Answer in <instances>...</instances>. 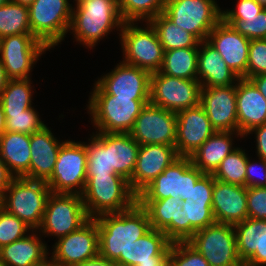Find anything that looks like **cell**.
<instances>
[{
  "label": "cell",
  "mask_w": 266,
  "mask_h": 266,
  "mask_svg": "<svg viewBox=\"0 0 266 266\" xmlns=\"http://www.w3.org/2000/svg\"><path fill=\"white\" fill-rule=\"evenodd\" d=\"M99 232V255L127 266V250L151 229L147 211L136 202L130 209L95 218Z\"/></svg>",
  "instance_id": "1"
},
{
  "label": "cell",
  "mask_w": 266,
  "mask_h": 266,
  "mask_svg": "<svg viewBox=\"0 0 266 266\" xmlns=\"http://www.w3.org/2000/svg\"><path fill=\"white\" fill-rule=\"evenodd\" d=\"M123 24L118 0H80L73 4L68 35L73 37L74 44L91 52L110 34H117L119 40Z\"/></svg>",
  "instance_id": "2"
},
{
  "label": "cell",
  "mask_w": 266,
  "mask_h": 266,
  "mask_svg": "<svg viewBox=\"0 0 266 266\" xmlns=\"http://www.w3.org/2000/svg\"><path fill=\"white\" fill-rule=\"evenodd\" d=\"M90 88L86 110L92 132L130 133L141 109L150 98H116L106 94L95 82Z\"/></svg>",
  "instance_id": "3"
},
{
  "label": "cell",
  "mask_w": 266,
  "mask_h": 266,
  "mask_svg": "<svg viewBox=\"0 0 266 266\" xmlns=\"http://www.w3.org/2000/svg\"><path fill=\"white\" fill-rule=\"evenodd\" d=\"M89 218L130 209L137 202L129 181L118 174L86 176L81 193Z\"/></svg>",
  "instance_id": "4"
},
{
  "label": "cell",
  "mask_w": 266,
  "mask_h": 266,
  "mask_svg": "<svg viewBox=\"0 0 266 266\" xmlns=\"http://www.w3.org/2000/svg\"><path fill=\"white\" fill-rule=\"evenodd\" d=\"M118 50H121V61L150 73L159 72L164 57V50L155 28L149 21L124 22Z\"/></svg>",
  "instance_id": "5"
},
{
  "label": "cell",
  "mask_w": 266,
  "mask_h": 266,
  "mask_svg": "<svg viewBox=\"0 0 266 266\" xmlns=\"http://www.w3.org/2000/svg\"><path fill=\"white\" fill-rule=\"evenodd\" d=\"M50 193L46 181L15 177L4 192V209L38 230Z\"/></svg>",
  "instance_id": "6"
},
{
  "label": "cell",
  "mask_w": 266,
  "mask_h": 266,
  "mask_svg": "<svg viewBox=\"0 0 266 266\" xmlns=\"http://www.w3.org/2000/svg\"><path fill=\"white\" fill-rule=\"evenodd\" d=\"M72 7L70 0H34L28 7L32 35L50 50L61 47L70 29Z\"/></svg>",
  "instance_id": "7"
},
{
  "label": "cell",
  "mask_w": 266,
  "mask_h": 266,
  "mask_svg": "<svg viewBox=\"0 0 266 266\" xmlns=\"http://www.w3.org/2000/svg\"><path fill=\"white\" fill-rule=\"evenodd\" d=\"M89 216L79 194L50 193L41 226V236L55 238V241L78 230Z\"/></svg>",
  "instance_id": "8"
},
{
  "label": "cell",
  "mask_w": 266,
  "mask_h": 266,
  "mask_svg": "<svg viewBox=\"0 0 266 266\" xmlns=\"http://www.w3.org/2000/svg\"><path fill=\"white\" fill-rule=\"evenodd\" d=\"M68 138L59 149L54 171L46 183L53 193L81 195L86 184V141Z\"/></svg>",
  "instance_id": "9"
},
{
  "label": "cell",
  "mask_w": 266,
  "mask_h": 266,
  "mask_svg": "<svg viewBox=\"0 0 266 266\" xmlns=\"http://www.w3.org/2000/svg\"><path fill=\"white\" fill-rule=\"evenodd\" d=\"M219 0H166L163 13L200 42L222 20Z\"/></svg>",
  "instance_id": "10"
},
{
  "label": "cell",
  "mask_w": 266,
  "mask_h": 266,
  "mask_svg": "<svg viewBox=\"0 0 266 266\" xmlns=\"http://www.w3.org/2000/svg\"><path fill=\"white\" fill-rule=\"evenodd\" d=\"M203 174L193 165L190 157L180 156L149 183L137 199H192L193 187Z\"/></svg>",
  "instance_id": "11"
},
{
  "label": "cell",
  "mask_w": 266,
  "mask_h": 266,
  "mask_svg": "<svg viewBox=\"0 0 266 266\" xmlns=\"http://www.w3.org/2000/svg\"><path fill=\"white\" fill-rule=\"evenodd\" d=\"M48 51L51 50L32 34L0 39V58L9 80L32 78L33 70Z\"/></svg>",
  "instance_id": "12"
},
{
  "label": "cell",
  "mask_w": 266,
  "mask_h": 266,
  "mask_svg": "<svg viewBox=\"0 0 266 266\" xmlns=\"http://www.w3.org/2000/svg\"><path fill=\"white\" fill-rule=\"evenodd\" d=\"M210 266H244L237 252L234 226L217 223L197 231L188 241Z\"/></svg>",
  "instance_id": "13"
},
{
  "label": "cell",
  "mask_w": 266,
  "mask_h": 266,
  "mask_svg": "<svg viewBox=\"0 0 266 266\" xmlns=\"http://www.w3.org/2000/svg\"><path fill=\"white\" fill-rule=\"evenodd\" d=\"M201 83L159 72L151 73L150 103L168 111H179L200 104Z\"/></svg>",
  "instance_id": "14"
},
{
  "label": "cell",
  "mask_w": 266,
  "mask_h": 266,
  "mask_svg": "<svg viewBox=\"0 0 266 266\" xmlns=\"http://www.w3.org/2000/svg\"><path fill=\"white\" fill-rule=\"evenodd\" d=\"M98 255L99 232L94 218L49 246V260L53 266H74Z\"/></svg>",
  "instance_id": "15"
},
{
  "label": "cell",
  "mask_w": 266,
  "mask_h": 266,
  "mask_svg": "<svg viewBox=\"0 0 266 266\" xmlns=\"http://www.w3.org/2000/svg\"><path fill=\"white\" fill-rule=\"evenodd\" d=\"M177 115L151 103L146 104L136 118L130 135L140 145L175 146Z\"/></svg>",
  "instance_id": "16"
},
{
  "label": "cell",
  "mask_w": 266,
  "mask_h": 266,
  "mask_svg": "<svg viewBox=\"0 0 266 266\" xmlns=\"http://www.w3.org/2000/svg\"><path fill=\"white\" fill-rule=\"evenodd\" d=\"M117 62L109 72L93 79L94 82L116 98H150L151 73L121 60Z\"/></svg>",
  "instance_id": "17"
},
{
  "label": "cell",
  "mask_w": 266,
  "mask_h": 266,
  "mask_svg": "<svg viewBox=\"0 0 266 266\" xmlns=\"http://www.w3.org/2000/svg\"><path fill=\"white\" fill-rule=\"evenodd\" d=\"M200 105L216 131L238 132L236 84L202 87Z\"/></svg>",
  "instance_id": "18"
},
{
  "label": "cell",
  "mask_w": 266,
  "mask_h": 266,
  "mask_svg": "<svg viewBox=\"0 0 266 266\" xmlns=\"http://www.w3.org/2000/svg\"><path fill=\"white\" fill-rule=\"evenodd\" d=\"M176 115V151L179 156L190 157L216 130L200 104Z\"/></svg>",
  "instance_id": "19"
},
{
  "label": "cell",
  "mask_w": 266,
  "mask_h": 266,
  "mask_svg": "<svg viewBox=\"0 0 266 266\" xmlns=\"http://www.w3.org/2000/svg\"><path fill=\"white\" fill-rule=\"evenodd\" d=\"M179 157L175 146L163 144L140 145L136 167L129 181L131 190L138 195Z\"/></svg>",
  "instance_id": "20"
},
{
  "label": "cell",
  "mask_w": 266,
  "mask_h": 266,
  "mask_svg": "<svg viewBox=\"0 0 266 266\" xmlns=\"http://www.w3.org/2000/svg\"><path fill=\"white\" fill-rule=\"evenodd\" d=\"M239 78L245 79L250 40L223 19L209 33L207 40Z\"/></svg>",
  "instance_id": "21"
},
{
  "label": "cell",
  "mask_w": 266,
  "mask_h": 266,
  "mask_svg": "<svg viewBox=\"0 0 266 266\" xmlns=\"http://www.w3.org/2000/svg\"><path fill=\"white\" fill-rule=\"evenodd\" d=\"M30 135L31 159L29 179L47 181L55 168L59 149L67 139H60L50 126ZM57 134V135H55ZM57 136V137H56Z\"/></svg>",
  "instance_id": "22"
},
{
  "label": "cell",
  "mask_w": 266,
  "mask_h": 266,
  "mask_svg": "<svg viewBox=\"0 0 266 266\" xmlns=\"http://www.w3.org/2000/svg\"><path fill=\"white\" fill-rule=\"evenodd\" d=\"M212 210L217 223L244 221L248 218L247 188L214 179Z\"/></svg>",
  "instance_id": "23"
},
{
  "label": "cell",
  "mask_w": 266,
  "mask_h": 266,
  "mask_svg": "<svg viewBox=\"0 0 266 266\" xmlns=\"http://www.w3.org/2000/svg\"><path fill=\"white\" fill-rule=\"evenodd\" d=\"M238 132L244 137L254 127L266 123V100L250 79L236 83Z\"/></svg>",
  "instance_id": "24"
},
{
  "label": "cell",
  "mask_w": 266,
  "mask_h": 266,
  "mask_svg": "<svg viewBox=\"0 0 266 266\" xmlns=\"http://www.w3.org/2000/svg\"><path fill=\"white\" fill-rule=\"evenodd\" d=\"M48 242L37 230L0 248V260L6 266H39L49 260Z\"/></svg>",
  "instance_id": "25"
},
{
  "label": "cell",
  "mask_w": 266,
  "mask_h": 266,
  "mask_svg": "<svg viewBox=\"0 0 266 266\" xmlns=\"http://www.w3.org/2000/svg\"><path fill=\"white\" fill-rule=\"evenodd\" d=\"M242 140L245 139L239 132L216 131L190 156L192 163L201 172L213 174Z\"/></svg>",
  "instance_id": "26"
},
{
  "label": "cell",
  "mask_w": 266,
  "mask_h": 266,
  "mask_svg": "<svg viewBox=\"0 0 266 266\" xmlns=\"http://www.w3.org/2000/svg\"><path fill=\"white\" fill-rule=\"evenodd\" d=\"M197 77L202 87L235 85L240 79L206 40L199 43Z\"/></svg>",
  "instance_id": "27"
},
{
  "label": "cell",
  "mask_w": 266,
  "mask_h": 266,
  "mask_svg": "<svg viewBox=\"0 0 266 266\" xmlns=\"http://www.w3.org/2000/svg\"><path fill=\"white\" fill-rule=\"evenodd\" d=\"M0 158L15 177L29 179L30 135L5 131L0 136Z\"/></svg>",
  "instance_id": "28"
},
{
  "label": "cell",
  "mask_w": 266,
  "mask_h": 266,
  "mask_svg": "<svg viewBox=\"0 0 266 266\" xmlns=\"http://www.w3.org/2000/svg\"><path fill=\"white\" fill-rule=\"evenodd\" d=\"M137 202L147 211L153 229L162 231L172 243L178 242L180 199H137Z\"/></svg>",
  "instance_id": "29"
},
{
  "label": "cell",
  "mask_w": 266,
  "mask_h": 266,
  "mask_svg": "<svg viewBox=\"0 0 266 266\" xmlns=\"http://www.w3.org/2000/svg\"><path fill=\"white\" fill-rule=\"evenodd\" d=\"M140 144L129 133H109L110 169L130 181L134 173Z\"/></svg>",
  "instance_id": "30"
},
{
  "label": "cell",
  "mask_w": 266,
  "mask_h": 266,
  "mask_svg": "<svg viewBox=\"0 0 266 266\" xmlns=\"http://www.w3.org/2000/svg\"><path fill=\"white\" fill-rule=\"evenodd\" d=\"M215 222L212 203H195L192 199L182 201L178 215V242H187L197 231Z\"/></svg>",
  "instance_id": "31"
},
{
  "label": "cell",
  "mask_w": 266,
  "mask_h": 266,
  "mask_svg": "<svg viewBox=\"0 0 266 266\" xmlns=\"http://www.w3.org/2000/svg\"><path fill=\"white\" fill-rule=\"evenodd\" d=\"M172 242L160 230L151 229L137 239L127 250V266H136L140 262L156 261Z\"/></svg>",
  "instance_id": "32"
},
{
  "label": "cell",
  "mask_w": 266,
  "mask_h": 266,
  "mask_svg": "<svg viewBox=\"0 0 266 266\" xmlns=\"http://www.w3.org/2000/svg\"><path fill=\"white\" fill-rule=\"evenodd\" d=\"M199 47L178 48L164 51L160 72L165 75L198 80L197 61Z\"/></svg>",
  "instance_id": "33"
},
{
  "label": "cell",
  "mask_w": 266,
  "mask_h": 266,
  "mask_svg": "<svg viewBox=\"0 0 266 266\" xmlns=\"http://www.w3.org/2000/svg\"><path fill=\"white\" fill-rule=\"evenodd\" d=\"M32 78L8 80L0 101L4 114H17L35 105V83ZM34 104V105H33Z\"/></svg>",
  "instance_id": "34"
},
{
  "label": "cell",
  "mask_w": 266,
  "mask_h": 266,
  "mask_svg": "<svg viewBox=\"0 0 266 266\" xmlns=\"http://www.w3.org/2000/svg\"><path fill=\"white\" fill-rule=\"evenodd\" d=\"M234 226L237 252L243 264L260 250L266 235V220L247 218Z\"/></svg>",
  "instance_id": "35"
},
{
  "label": "cell",
  "mask_w": 266,
  "mask_h": 266,
  "mask_svg": "<svg viewBox=\"0 0 266 266\" xmlns=\"http://www.w3.org/2000/svg\"><path fill=\"white\" fill-rule=\"evenodd\" d=\"M149 22L155 28L164 51L199 47L200 41L193 34L175 25L163 12Z\"/></svg>",
  "instance_id": "36"
},
{
  "label": "cell",
  "mask_w": 266,
  "mask_h": 266,
  "mask_svg": "<svg viewBox=\"0 0 266 266\" xmlns=\"http://www.w3.org/2000/svg\"><path fill=\"white\" fill-rule=\"evenodd\" d=\"M86 139V176L117 174L110 169L109 133L91 132Z\"/></svg>",
  "instance_id": "37"
},
{
  "label": "cell",
  "mask_w": 266,
  "mask_h": 266,
  "mask_svg": "<svg viewBox=\"0 0 266 266\" xmlns=\"http://www.w3.org/2000/svg\"><path fill=\"white\" fill-rule=\"evenodd\" d=\"M249 152L239 145L221 161L213 173L214 179L245 187L247 158L251 155Z\"/></svg>",
  "instance_id": "38"
},
{
  "label": "cell",
  "mask_w": 266,
  "mask_h": 266,
  "mask_svg": "<svg viewBox=\"0 0 266 266\" xmlns=\"http://www.w3.org/2000/svg\"><path fill=\"white\" fill-rule=\"evenodd\" d=\"M16 34H32L28 6L9 1L0 6V39Z\"/></svg>",
  "instance_id": "39"
},
{
  "label": "cell",
  "mask_w": 266,
  "mask_h": 266,
  "mask_svg": "<svg viewBox=\"0 0 266 266\" xmlns=\"http://www.w3.org/2000/svg\"><path fill=\"white\" fill-rule=\"evenodd\" d=\"M166 0H118L124 22L150 21L164 11Z\"/></svg>",
  "instance_id": "40"
},
{
  "label": "cell",
  "mask_w": 266,
  "mask_h": 266,
  "mask_svg": "<svg viewBox=\"0 0 266 266\" xmlns=\"http://www.w3.org/2000/svg\"><path fill=\"white\" fill-rule=\"evenodd\" d=\"M33 106L21 113L5 114L7 132H19L25 134H33L41 130L48 123L44 120L40 112Z\"/></svg>",
  "instance_id": "41"
},
{
  "label": "cell",
  "mask_w": 266,
  "mask_h": 266,
  "mask_svg": "<svg viewBox=\"0 0 266 266\" xmlns=\"http://www.w3.org/2000/svg\"><path fill=\"white\" fill-rule=\"evenodd\" d=\"M222 19L249 40L266 39V8L251 17H222Z\"/></svg>",
  "instance_id": "42"
},
{
  "label": "cell",
  "mask_w": 266,
  "mask_h": 266,
  "mask_svg": "<svg viewBox=\"0 0 266 266\" xmlns=\"http://www.w3.org/2000/svg\"><path fill=\"white\" fill-rule=\"evenodd\" d=\"M33 230L17 216L0 210V248L26 237Z\"/></svg>",
  "instance_id": "43"
},
{
  "label": "cell",
  "mask_w": 266,
  "mask_h": 266,
  "mask_svg": "<svg viewBox=\"0 0 266 266\" xmlns=\"http://www.w3.org/2000/svg\"><path fill=\"white\" fill-rule=\"evenodd\" d=\"M168 266H210L201 253L188 242H173Z\"/></svg>",
  "instance_id": "44"
},
{
  "label": "cell",
  "mask_w": 266,
  "mask_h": 266,
  "mask_svg": "<svg viewBox=\"0 0 266 266\" xmlns=\"http://www.w3.org/2000/svg\"><path fill=\"white\" fill-rule=\"evenodd\" d=\"M266 74V39L250 40L245 79Z\"/></svg>",
  "instance_id": "45"
},
{
  "label": "cell",
  "mask_w": 266,
  "mask_h": 266,
  "mask_svg": "<svg viewBox=\"0 0 266 266\" xmlns=\"http://www.w3.org/2000/svg\"><path fill=\"white\" fill-rule=\"evenodd\" d=\"M248 218L266 220V187L247 188Z\"/></svg>",
  "instance_id": "46"
},
{
  "label": "cell",
  "mask_w": 266,
  "mask_h": 266,
  "mask_svg": "<svg viewBox=\"0 0 266 266\" xmlns=\"http://www.w3.org/2000/svg\"><path fill=\"white\" fill-rule=\"evenodd\" d=\"M245 187H266V160L254 154L247 158Z\"/></svg>",
  "instance_id": "47"
},
{
  "label": "cell",
  "mask_w": 266,
  "mask_h": 266,
  "mask_svg": "<svg viewBox=\"0 0 266 266\" xmlns=\"http://www.w3.org/2000/svg\"><path fill=\"white\" fill-rule=\"evenodd\" d=\"M235 1L236 2L232 6V8L230 7L222 8V17H251L259 14L264 9V7L261 6L255 0H235Z\"/></svg>",
  "instance_id": "48"
},
{
  "label": "cell",
  "mask_w": 266,
  "mask_h": 266,
  "mask_svg": "<svg viewBox=\"0 0 266 266\" xmlns=\"http://www.w3.org/2000/svg\"><path fill=\"white\" fill-rule=\"evenodd\" d=\"M214 187L213 174L204 173L195 183L192 192V200L195 203H212Z\"/></svg>",
  "instance_id": "49"
},
{
  "label": "cell",
  "mask_w": 266,
  "mask_h": 266,
  "mask_svg": "<svg viewBox=\"0 0 266 266\" xmlns=\"http://www.w3.org/2000/svg\"><path fill=\"white\" fill-rule=\"evenodd\" d=\"M254 138L255 140L252 143L255 144L254 147H252L251 151L256 157H259L261 159L266 160V123L257 127H254L251 131H249L245 136L244 139H252Z\"/></svg>",
  "instance_id": "50"
},
{
  "label": "cell",
  "mask_w": 266,
  "mask_h": 266,
  "mask_svg": "<svg viewBox=\"0 0 266 266\" xmlns=\"http://www.w3.org/2000/svg\"><path fill=\"white\" fill-rule=\"evenodd\" d=\"M244 266H266V235L260 250H256V252L244 263Z\"/></svg>",
  "instance_id": "51"
},
{
  "label": "cell",
  "mask_w": 266,
  "mask_h": 266,
  "mask_svg": "<svg viewBox=\"0 0 266 266\" xmlns=\"http://www.w3.org/2000/svg\"><path fill=\"white\" fill-rule=\"evenodd\" d=\"M15 176L9 171L6 164L0 158V188H7Z\"/></svg>",
  "instance_id": "52"
},
{
  "label": "cell",
  "mask_w": 266,
  "mask_h": 266,
  "mask_svg": "<svg viewBox=\"0 0 266 266\" xmlns=\"http://www.w3.org/2000/svg\"><path fill=\"white\" fill-rule=\"evenodd\" d=\"M74 266H119L115 261L106 259L100 255L95 258L84 261L83 263L76 264Z\"/></svg>",
  "instance_id": "53"
},
{
  "label": "cell",
  "mask_w": 266,
  "mask_h": 266,
  "mask_svg": "<svg viewBox=\"0 0 266 266\" xmlns=\"http://www.w3.org/2000/svg\"><path fill=\"white\" fill-rule=\"evenodd\" d=\"M170 251L171 246L156 261L140 262L136 266H168Z\"/></svg>",
  "instance_id": "54"
},
{
  "label": "cell",
  "mask_w": 266,
  "mask_h": 266,
  "mask_svg": "<svg viewBox=\"0 0 266 266\" xmlns=\"http://www.w3.org/2000/svg\"><path fill=\"white\" fill-rule=\"evenodd\" d=\"M250 80L256 85L266 100V74L251 77Z\"/></svg>",
  "instance_id": "55"
},
{
  "label": "cell",
  "mask_w": 266,
  "mask_h": 266,
  "mask_svg": "<svg viewBox=\"0 0 266 266\" xmlns=\"http://www.w3.org/2000/svg\"><path fill=\"white\" fill-rule=\"evenodd\" d=\"M8 80L9 79L6 75L5 68H4L2 60L0 58V97H1V94L8 83Z\"/></svg>",
  "instance_id": "56"
},
{
  "label": "cell",
  "mask_w": 266,
  "mask_h": 266,
  "mask_svg": "<svg viewBox=\"0 0 266 266\" xmlns=\"http://www.w3.org/2000/svg\"><path fill=\"white\" fill-rule=\"evenodd\" d=\"M5 128H6V119L0 101V136L5 132Z\"/></svg>",
  "instance_id": "57"
},
{
  "label": "cell",
  "mask_w": 266,
  "mask_h": 266,
  "mask_svg": "<svg viewBox=\"0 0 266 266\" xmlns=\"http://www.w3.org/2000/svg\"><path fill=\"white\" fill-rule=\"evenodd\" d=\"M10 1L17 3V4L25 5L28 7L34 2V0H10Z\"/></svg>",
  "instance_id": "58"
},
{
  "label": "cell",
  "mask_w": 266,
  "mask_h": 266,
  "mask_svg": "<svg viewBox=\"0 0 266 266\" xmlns=\"http://www.w3.org/2000/svg\"><path fill=\"white\" fill-rule=\"evenodd\" d=\"M7 188H0V210L4 208V192Z\"/></svg>",
  "instance_id": "59"
},
{
  "label": "cell",
  "mask_w": 266,
  "mask_h": 266,
  "mask_svg": "<svg viewBox=\"0 0 266 266\" xmlns=\"http://www.w3.org/2000/svg\"><path fill=\"white\" fill-rule=\"evenodd\" d=\"M255 1H257L261 6L266 8V0H255Z\"/></svg>",
  "instance_id": "60"
},
{
  "label": "cell",
  "mask_w": 266,
  "mask_h": 266,
  "mask_svg": "<svg viewBox=\"0 0 266 266\" xmlns=\"http://www.w3.org/2000/svg\"><path fill=\"white\" fill-rule=\"evenodd\" d=\"M39 266H53V264L50 260H48L46 263H43L42 265Z\"/></svg>",
  "instance_id": "61"
},
{
  "label": "cell",
  "mask_w": 266,
  "mask_h": 266,
  "mask_svg": "<svg viewBox=\"0 0 266 266\" xmlns=\"http://www.w3.org/2000/svg\"><path fill=\"white\" fill-rule=\"evenodd\" d=\"M10 0H0V6H2L3 4L9 2Z\"/></svg>",
  "instance_id": "62"
},
{
  "label": "cell",
  "mask_w": 266,
  "mask_h": 266,
  "mask_svg": "<svg viewBox=\"0 0 266 266\" xmlns=\"http://www.w3.org/2000/svg\"><path fill=\"white\" fill-rule=\"evenodd\" d=\"M73 4L79 2L80 0H70Z\"/></svg>",
  "instance_id": "63"
},
{
  "label": "cell",
  "mask_w": 266,
  "mask_h": 266,
  "mask_svg": "<svg viewBox=\"0 0 266 266\" xmlns=\"http://www.w3.org/2000/svg\"><path fill=\"white\" fill-rule=\"evenodd\" d=\"M0 266H6V265L0 260Z\"/></svg>",
  "instance_id": "64"
}]
</instances>
